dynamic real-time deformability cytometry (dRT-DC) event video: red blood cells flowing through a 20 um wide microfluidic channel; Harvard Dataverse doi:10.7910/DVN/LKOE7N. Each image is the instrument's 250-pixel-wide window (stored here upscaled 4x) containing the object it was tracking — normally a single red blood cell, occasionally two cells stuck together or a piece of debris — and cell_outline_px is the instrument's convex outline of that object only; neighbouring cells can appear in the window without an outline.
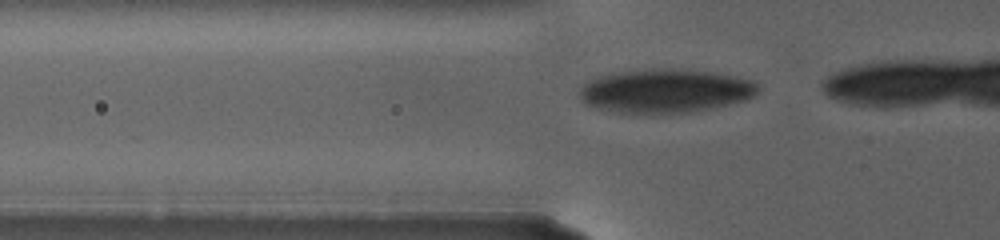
{"species": "human", "species_latin": "Homo sapiens", "temperature_condition": "warm", "stored_images_in_passage": 34, "camera_frame_rate_fps": 3000, "um_per_image_px": 0.085, "donor": {"sex": "female"}, "frame": {"image": 1, "passage_image": 26, "time_ms": 7.0, "image_size_px": [1000, 240], "cell_outline_px": [[760, 88], [756, 96], [744, 100], [712, 108], [692, 112], [616, 112], [596, 108], [584, 104], [580, 96], [580, 88], [588, 80], [596, 76], [612, 72], [656, 68], [672, 68], [716, 72], [736, 76], [752, 80]], "centroid_in_image_um": [56.55, 7.7], "position_along_channel_um": 69.3, "area_um2": 45.72}}
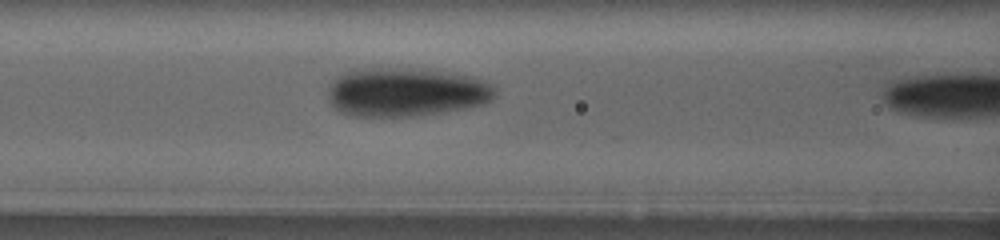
{"frame": {"image": 2, "passage_image": 33, "time_ms": 9.667, "image_size_px": [1000, 240], "cell_outline_px": [[496, 96], [492, 100], [484, 104], [468, 108], [416, 116], [348, 116], [340, 112], [328, 100], [328, 84], [336, 76], [352, 68], [424, 68], [456, 72], [472, 76], [496, 84]], "centroid_in_image_um": [34.54, 7.8], "position_along_channel_um": 132.1, "area_um2": 48.9}}